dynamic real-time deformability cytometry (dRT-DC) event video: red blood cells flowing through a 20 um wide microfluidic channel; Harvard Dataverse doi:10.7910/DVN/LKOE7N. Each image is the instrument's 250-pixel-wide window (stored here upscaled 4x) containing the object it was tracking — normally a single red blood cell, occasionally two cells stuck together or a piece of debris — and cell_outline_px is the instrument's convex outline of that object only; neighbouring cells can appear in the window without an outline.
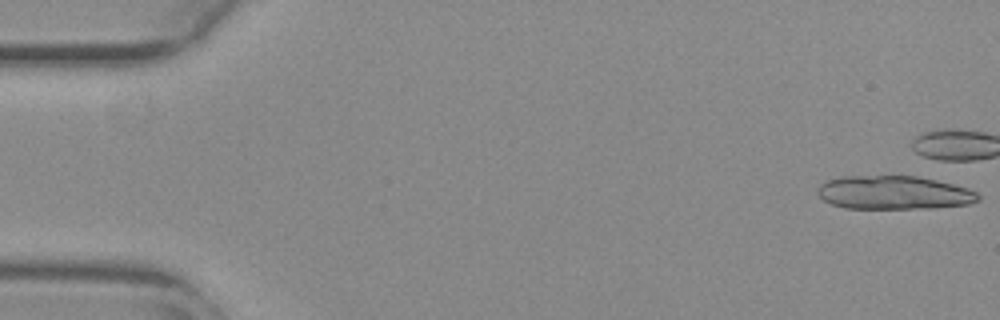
{"species": "common noctule bat (a hibernating species)", "species_latin": "Nyctalus noctula", "temperature_condition": "warm", "stored_images_in_passage": 5, "camera_frame_rate_fps": 3000, "um_per_image_px": 0.085, "animal": {"sex": "female", "body_mass_g": 29.2, "forearm_length_mm": 56.3}, "frame": {"image": 1, "passage_image": 1, "time_ms": 0.0, "image_size_px": [1000, 320], "cell_outline_px": [[980, 200], [968, 204], [932, 208], [844, 208], [832, 204], [824, 200], [816, 192], [816, 188], [820, 184], [828, 180], [840, 176], [916, 176], [936, 180], [968, 188], [976, 192], [980, 196]], "centroid_in_image_um": [75.96, 16.37], "position_along_channel_um": 9.0, "area_um2": 31.39}}